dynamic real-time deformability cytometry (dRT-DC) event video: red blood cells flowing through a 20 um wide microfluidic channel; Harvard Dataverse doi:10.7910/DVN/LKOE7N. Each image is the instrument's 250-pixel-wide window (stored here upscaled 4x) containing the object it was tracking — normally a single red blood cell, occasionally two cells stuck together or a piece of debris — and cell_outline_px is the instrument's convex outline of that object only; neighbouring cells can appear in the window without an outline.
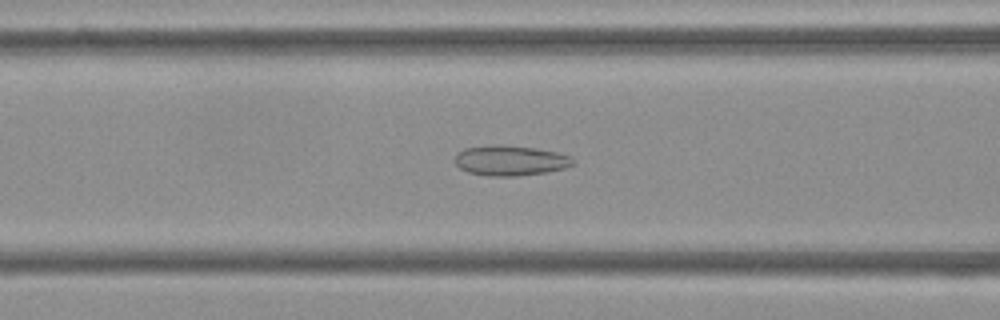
{"species": "Egyptian fruit bat (a non-hibernating species)", "species_latin": "Rousettus aegyptiacus", "temperature_condition": "cold", "stored_images_in_passage": 52, "camera_frame_rate_fps": 3000, "um_per_image_px": 0.085, "frame": {"image": 1, "passage_image": 20, "time_ms": 6.333, "image_size_px": [1000, 320], "cell_outline_px": [[576, 160], [572, 164], [564, 168], [548, 172], [516, 176], [488, 176], [468, 172], [460, 168], [456, 164], [456, 152], [464, 148], [488, 144], [500, 144], [536, 148], [556, 152], [568, 156]], "centroid_in_image_um": [43.34, 13.63], "position_along_channel_um": 123.3, "area_um2": 20.92}}
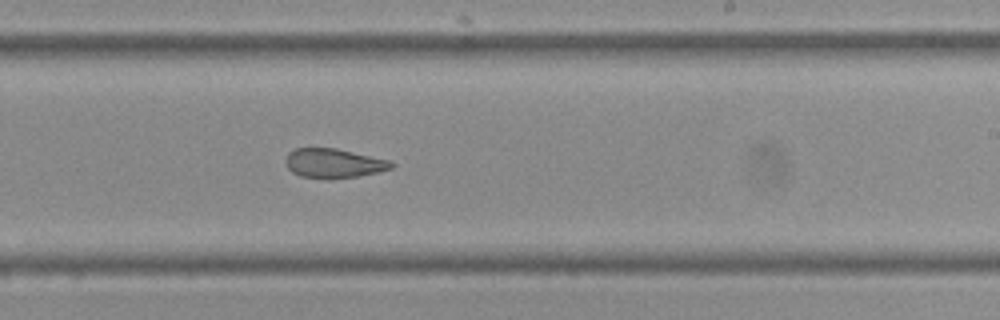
{"frame": {"image": 2, "passage_image": 31, "time_ms": 10.0, "image_size_px": [1000, 320], "cell_outline_px": [[396, 164], [392, 168], [376, 172], [356, 176], [300, 176], [292, 172], [288, 168], [284, 160], [288, 152], [296, 148], [336, 148], [392, 160]], "centroid_in_image_um": [28.38, 13.82], "position_along_channel_um": 260.6, "area_um2": 17.57}}
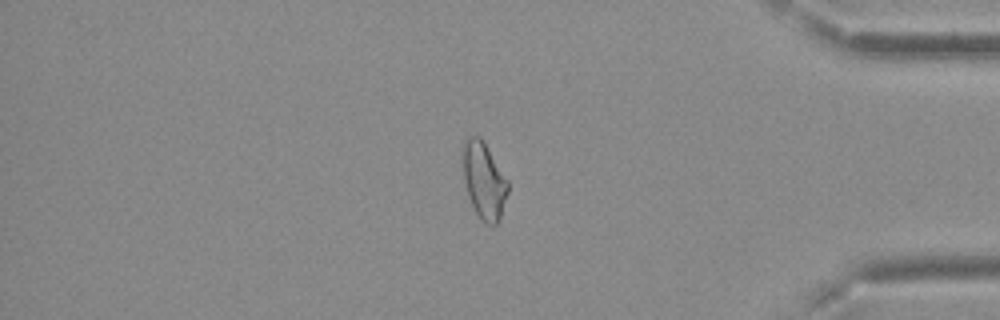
{"frame": {"image": 3, "passage_image": 44, "time_ms": 14.333, "image_size_px": [1000, 320], "cell_outline_px": [[508, 192], [500, 220], [496, 224], [488, 224], [480, 220], [472, 204], [464, 180], [460, 148], [464, 140], [472, 136], [480, 136], [508, 180]], "centroid_in_image_um": [41.12, 15.31], "position_along_channel_um": 394.1, "area_um2": 20.23}, "authors_computed_cell_mechanics": {"area_um2": 21.1259, "velocity_mm_per_s": 3.7488, "shape_relaxation_time_tau1_ms": null, "shape_relaxation_time_tau2_ms": 3.3888, "deformation_change_tau1": null, "deformation_change_tau2": 0.1074}}